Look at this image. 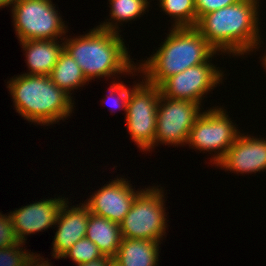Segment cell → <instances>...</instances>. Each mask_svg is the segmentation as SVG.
Instances as JSON below:
<instances>
[{
	"label": "cell",
	"instance_id": "cell-1",
	"mask_svg": "<svg viewBox=\"0 0 266 266\" xmlns=\"http://www.w3.org/2000/svg\"><path fill=\"white\" fill-rule=\"evenodd\" d=\"M258 6V0H240L203 15L195 28L217 52L234 56L253 52L261 42Z\"/></svg>",
	"mask_w": 266,
	"mask_h": 266
},
{
	"label": "cell",
	"instance_id": "cell-2",
	"mask_svg": "<svg viewBox=\"0 0 266 266\" xmlns=\"http://www.w3.org/2000/svg\"><path fill=\"white\" fill-rule=\"evenodd\" d=\"M157 52L139 65L144 81L159 86L165 79L185 69L205 63L216 54L195 27L171 28Z\"/></svg>",
	"mask_w": 266,
	"mask_h": 266
},
{
	"label": "cell",
	"instance_id": "cell-3",
	"mask_svg": "<svg viewBox=\"0 0 266 266\" xmlns=\"http://www.w3.org/2000/svg\"><path fill=\"white\" fill-rule=\"evenodd\" d=\"M117 32L96 27L78 38H69L63 42L68 52L80 66L86 79L111 77L115 74L137 72L130 61V55ZM133 70V71H132Z\"/></svg>",
	"mask_w": 266,
	"mask_h": 266
},
{
	"label": "cell",
	"instance_id": "cell-4",
	"mask_svg": "<svg viewBox=\"0 0 266 266\" xmlns=\"http://www.w3.org/2000/svg\"><path fill=\"white\" fill-rule=\"evenodd\" d=\"M8 83L16 111L30 122L48 126L72 113V97L49 76L21 74Z\"/></svg>",
	"mask_w": 266,
	"mask_h": 266
},
{
	"label": "cell",
	"instance_id": "cell-5",
	"mask_svg": "<svg viewBox=\"0 0 266 266\" xmlns=\"http://www.w3.org/2000/svg\"><path fill=\"white\" fill-rule=\"evenodd\" d=\"M163 198L162 189L148 187L140 190L119 224L122 238L160 242L167 228Z\"/></svg>",
	"mask_w": 266,
	"mask_h": 266
},
{
	"label": "cell",
	"instance_id": "cell-6",
	"mask_svg": "<svg viewBox=\"0 0 266 266\" xmlns=\"http://www.w3.org/2000/svg\"><path fill=\"white\" fill-rule=\"evenodd\" d=\"M11 5L19 41L55 40L67 32L51 0H13Z\"/></svg>",
	"mask_w": 266,
	"mask_h": 266
},
{
	"label": "cell",
	"instance_id": "cell-7",
	"mask_svg": "<svg viewBox=\"0 0 266 266\" xmlns=\"http://www.w3.org/2000/svg\"><path fill=\"white\" fill-rule=\"evenodd\" d=\"M142 82L135 84L129 92L125 117L132 140L140 150L150 152L155 140L161 93L159 86H153L143 80Z\"/></svg>",
	"mask_w": 266,
	"mask_h": 266
},
{
	"label": "cell",
	"instance_id": "cell-8",
	"mask_svg": "<svg viewBox=\"0 0 266 266\" xmlns=\"http://www.w3.org/2000/svg\"><path fill=\"white\" fill-rule=\"evenodd\" d=\"M241 134L221 107L202 112L190 130L187 144L199 151L216 152L212 157L218 164ZM217 150V151H216ZM218 152V153H217Z\"/></svg>",
	"mask_w": 266,
	"mask_h": 266
},
{
	"label": "cell",
	"instance_id": "cell-9",
	"mask_svg": "<svg viewBox=\"0 0 266 266\" xmlns=\"http://www.w3.org/2000/svg\"><path fill=\"white\" fill-rule=\"evenodd\" d=\"M200 106L192 101L166 98L160 94L153 148L158 142L175 147L187 144L190 130L202 114Z\"/></svg>",
	"mask_w": 266,
	"mask_h": 266
},
{
	"label": "cell",
	"instance_id": "cell-10",
	"mask_svg": "<svg viewBox=\"0 0 266 266\" xmlns=\"http://www.w3.org/2000/svg\"><path fill=\"white\" fill-rule=\"evenodd\" d=\"M209 60L165 79L159 85L161 95L201 105L203 95L215 88L224 76L223 71L218 70Z\"/></svg>",
	"mask_w": 266,
	"mask_h": 266
},
{
	"label": "cell",
	"instance_id": "cell-11",
	"mask_svg": "<svg viewBox=\"0 0 266 266\" xmlns=\"http://www.w3.org/2000/svg\"><path fill=\"white\" fill-rule=\"evenodd\" d=\"M105 185L94 192L84 204L90 213L120 224L140 191L135 192L124 178H116Z\"/></svg>",
	"mask_w": 266,
	"mask_h": 266
},
{
	"label": "cell",
	"instance_id": "cell-12",
	"mask_svg": "<svg viewBox=\"0 0 266 266\" xmlns=\"http://www.w3.org/2000/svg\"><path fill=\"white\" fill-rule=\"evenodd\" d=\"M65 199L39 200L10 212L12 224L20 242L25 243L29 234L48 229L56 224L59 210Z\"/></svg>",
	"mask_w": 266,
	"mask_h": 266
},
{
	"label": "cell",
	"instance_id": "cell-13",
	"mask_svg": "<svg viewBox=\"0 0 266 266\" xmlns=\"http://www.w3.org/2000/svg\"><path fill=\"white\" fill-rule=\"evenodd\" d=\"M242 135H238L217 166L230 172L235 171L237 174L266 170V140Z\"/></svg>",
	"mask_w": 266,
	"mask_h": 266
},
{
	"label": "cell",
	"instance_id": "cell-14",
	"mask_svg": "<svg viewBox=\"0 0 266 266\" xmlns=\"http://www.w3.org/2000/svg\"><path fill=\"white\" fill-rule=\"evenodd\" d=\"M67 204L68 201H65L61 206L55 224L58 226L53 241L52 256L55 259H60L72 245L85 238L87 232L89 208L84 203L81 207H78L77 204L76 207L72 206L71 208Z\"/></svg>",
	"mask_w": 266,
	"mask_h": 266
},
{
	"label": "cell",
	"instance_id": "cell-15",
	"mask_svg": "<svg viewBox=\"0 0 266 266\" xmlns=\"http://www.w3.org/2000/svg\"><path fill=\"white\" fill-rule=\"evenodd\" d=\"M55 40H25L20 41L24 51L29 73L28 75L49 76L60 53L64 50V43L60 44Z\"/></svg>",
	"mask_w": 266,
	"mask_h": 266
},
{
	"label": "cell",
	"instance_id": "cell-16",
	"mask_svg": "<svg viewBox=\"0 0 266 266\" xmlns=\"http://www.w3.org/2000/svg\"><path fill=\"white\" fill-rule=\"evenodd\" d=\"M85 237L98 246L103 256L112 258L115 257L122 241L118 223L93 213L89 215Z\"/></svg>",
	"mask_w": 266,
	"mask_h": 266
},
{
	"label": "cell",
	"instance_id": "cell-17",
	"mask_svg": "<svg viewBox=\"0 0 266 266\" xmlns=\"http://www.w3.org/2000/svg\"><path fill=\"white\" fill-rule=\"evenodd\" d=\"M160 242L122 238L113 258L121 266H157Z\"/></svg>",
	"mask_w": 266,
	"mask_h": 266
},
{
	"label": "cell",
	"instance_id": "cell-18",
	"mask_svg": "<svg viewBox=\"0 0 266 266\" xmlns=\"http://www.w3.org/2000/svg\"><path fill=\"white\" fill-rule=\"evenodd\" d=\"M51 81L62 89L66 94L70 93L73 89H77L86 84L88 81L83 75L80 66L75 62L71 55L63 50L49 74Z\"/></svg>",
	"mask_w": 266,
	"mask_h": 266
},
{
	"label": "cell",
	"instance_id": "cell-19",
	"mask_svg": "<svg viewBox=\"0 0 266 266\" xmlns=\"http://www.w3.org/2000/svg\"><path fill=\"white\" fill-rule=\"evenodd\" d=\"M109 4L111 5L110 9V19L111 21L115 20L116 23L113 24V22H104L103 24H100L99 28L104 30H109L111 32H117L118 29V22L121 21H131L133 19H136L140 17V15L145 13L144 11L146 8H148V5L150 4L147 0H109ZM118 29V30H117Z\"/></svg>",
	"mask_w": 266,
	"mask_h": 266
},
{
	"label": "cell",
	"instance_id": "cell-20",
	"mask_svg": "<svg viewBox=\"0 0 266 266\" xmlns=\"http://www.w3.org/2000/svg\"><path fill=\"white\" fill-rule=\"evenodd\" d=\"M162 11L175 19L173 27H195L197 14L195 0H159Z\"/></svg>",
	"mask_w": 266,
	"mask_h": 266
},
{
	"label": "cell",
	"instance_id": "cell-21",
	"mask_svg": "<svg viewBox=\"0 0 266 266\" xmlns=\"http://www.w3.org/2000/svg\"><path fill=\"white\" fill-rule=\"evenodd\" d=\"M103 254L98 246L86 237L77 241L72 247L67 250L61 258H71L73 262L85 264L101 258Z\"/></svg>",
	"mask_w": 266,
	"mask_h": 266
},
{
	"label": "cell",
	"instance_id": "cell-22",
	"mask_svg": "<svg viewBox=\"0 0 266 266\" xmlns=\"http://www.w3.org/2000/svg\"><path fill=\"white\" fill-rule=\"evenodd\" d=\"M24 243H17L11 247L0 249V266H24L32 255L20 248Z\"/></svg>",
	"mask_w": 266,
	"mask_h": 266
},
{
	"label": "cell",
	"instance_id": "cell-23",
	"mask_svg": "<svg viewBox=\"0 0 266 266\" xmlns=\"http://www.w3.org/2000/svg\"><path fill=\"white\" fill-rule=\"evenodd\" d=\"M19 241L10 214L7 216L0 213V249L11 247Z\"/></svg>",
	"mask_w": 266,
	"mask_h": 266
},
{
	"label": "cell",
	"instance_id": "cell-24",
	"mask_svg": "<svg viewBox=\"0 0 266 266\" xmlns=\"http://www.w3.org/2000/svg\"><path fill=\"white\" fill-rule=\"evenodd\" d=\"M109 96H108V102L110 101V99H113L110 101V106L116 109V108H124L125 112H126V108H127V101H128V97H129V92L131 90V88H126V86L120 82V83H113L112 86H110L109 88ZM113 101V102H112ZM113 111V110H112Z\"/></svg>",
	"mask_w": 266,
	"mask_h": 266
},
{
	"label": "cell",
	"instance_id": "cell-25",
	"mask_svg": "<svg viewBox=\"0 0 266 266\" xmlns=\"http://www.w3.org/2000/svg\"><path fill=\"white\" fill-rule=\"evenodd\" d=\"M240 0H195L197 21L210 12L233 5Z\"/></svg>",
	"mask_w": 266,
	"mask_h": 266
},
{
	"label": "cell",
	"instance_id": "cell-26",
	"mask_svg": "<svg viewBox=\"0 0 266 266\" xmlns=\"http://www.w3.org/2000/svg\"><path fill=\"white\" fill-rule=\"evenodd\" d=\"M39 256L40 254L34 255V253H32L30 258L25 262L24 266H51V264L47 260L44 261V259Z\"/></svg>",
	"mask_w": 266,
	"mask_h": 266
},
{
	"label": "cell",
	"instance_id": "cell-27",
	"mask_svg": "<svg viewBox=\"0 0 266 266\" xmlns=\"http://www.w3.org/2000/svg\"><path fill=\"white\" fill-rule=\"evenodd\" d=\"M112 259L113 258L109 256H102L97 260L85 264H78L77 266H108Z\"/></svg>",
	"mask_w": 266,
	"mask_h": 266
},
{
	"label": "cell",
	"instance_id": "cell-28",
	"mask_svg": "<svg viewBox=\"0 0 266 266\" xmlns=\"http://www.w3.org/2000/svg\"><path fill=\"white\" fill-rule=\"evenodd\" d=\"M13 0H0V8L5 7V6H11Z\"/></svg>",
	"mask_w": 266,
	"mask_h": 266
},
{
	"label": "cell",
	"instance_id": "cell-29",
	"mask_svg": "<svg viewBox=\"0 0 266 266\" xmlns=\"http://www.w3.org/2000/svg\"><path fill=\"white\" fill-rule=\"evenodd\" d=\"M108 266H121L117 261H115L114 259H112L109 263Z\"/></svg>",
	"mask_w": 266,
	"mask_h": 266
},
{
	"label": "cell",
	"instance_id": "cell-30",
	"mask_svg": "<svg viewBox=\"0 0 266 266\" xmlns=\"http://www.w3.org/2000/svg\"><path fill=\"white\" fill-rule=\"evenodd\" d=\"M262 64L264 66V68L266 69V55L264 54V56L262 57Z\"/></svg>",
	"mask_w": 266,
	"mask_h": 266
}]
</instances>
